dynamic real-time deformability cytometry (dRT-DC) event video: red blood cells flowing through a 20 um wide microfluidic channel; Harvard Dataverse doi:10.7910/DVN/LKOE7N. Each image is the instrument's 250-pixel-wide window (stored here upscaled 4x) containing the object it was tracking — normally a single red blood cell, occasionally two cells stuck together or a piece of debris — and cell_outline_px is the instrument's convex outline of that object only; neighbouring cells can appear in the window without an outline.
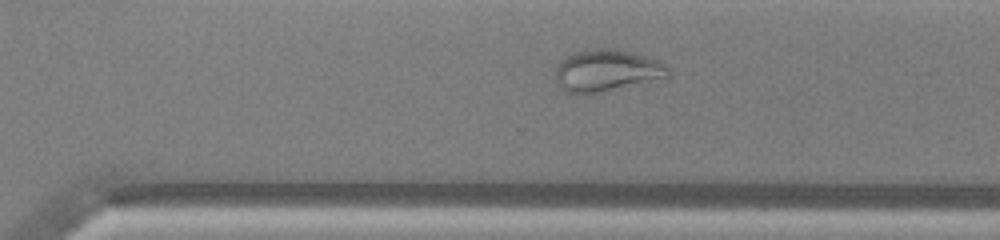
{"species": "common noctule bat (a hibernating species)", "species_latin": "Nyctalus noctula", "temperature_condition": "warm", "stored_images_in_passage": 40, "camera_frame_rate_fps": 3000, "um_per_image_px": 0.085, "animal": {"sex": "male", "body_mass_g": 13.0, "forearm_length_mm": 53.1}, "frame": {"image": 1, "passage_image": 34, "time_ms": 11.0, "image_size_px": [1000, 240], "cell_outline_px": [[668, 80], [588, 96], [584, 96], [568, 92], [560, 88], [556, 76], [556, 68], [560, 60], [576, 52], [596, 48], [616, 48], [644, 56], [656, 60], [664, 64], [668, 68]], "centroid_in_image_um": [51.63, 6.07], "position_along_channel_um": 319.0, "area_um2": 28.55}}
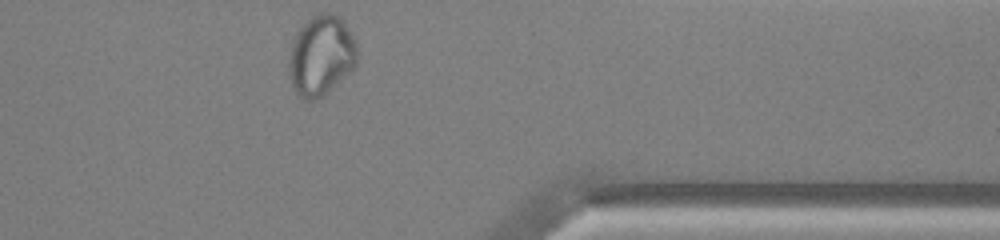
{"frame": {"image": 2, "passage_image": 40, "time_ms": 13.0, "image_size_px": [1000, 240], "cell_outline_px": [[356, 64], [324, 96], [312, 100], [304, 100], [292, 88], [288, 68], [288, 60], [292, 40], [300, 28], [312, 16], [320, 12], [328, 12], [344, 20], [356, 44]], "centroid_in_image_um": [27.26, 4.72], "position_along_channel_um": 384.1, "area_um2": 31.73}}